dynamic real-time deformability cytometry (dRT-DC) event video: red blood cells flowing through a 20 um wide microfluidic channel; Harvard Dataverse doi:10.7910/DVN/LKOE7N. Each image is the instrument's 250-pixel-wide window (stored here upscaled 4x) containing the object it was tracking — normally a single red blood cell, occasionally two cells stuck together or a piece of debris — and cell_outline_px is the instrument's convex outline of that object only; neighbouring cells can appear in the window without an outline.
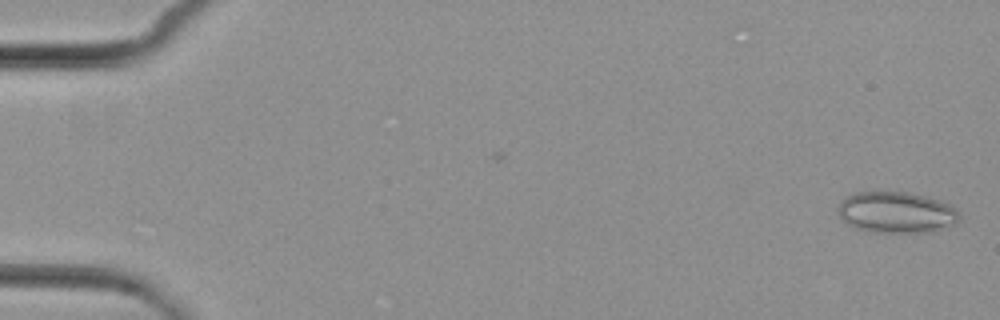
{"species": "common noctule bat (a hibernating species)", "species_latin": "Nyctalus noctula", "temperature_condition": "cold", "stored_images_in_passage": 5, "camera_frame_rate_fps": 3000, "um_per_image_px": 0.085, "animal": {"sex": "female", "body_mass_g": 29.2, "forearm_length_mm": 56.3}, "frame": {"image": 1, "passage_image": 1, "time_ms": 0.0, "image_size_px": [1000, 320], "cell_outline_px": [[960, 220], [956, 224], [932, 232], [876, 232], [856, 228], [848, 224], [840, 216], [840, 204], [848, 196], [856, 192], [908, 192], [940, 200], [956, 208], [960, 216]], "centroid_in_image_um": [76.26, 18.06], "position_along_channel_um": 8.7, "area_um2": 28.9}}